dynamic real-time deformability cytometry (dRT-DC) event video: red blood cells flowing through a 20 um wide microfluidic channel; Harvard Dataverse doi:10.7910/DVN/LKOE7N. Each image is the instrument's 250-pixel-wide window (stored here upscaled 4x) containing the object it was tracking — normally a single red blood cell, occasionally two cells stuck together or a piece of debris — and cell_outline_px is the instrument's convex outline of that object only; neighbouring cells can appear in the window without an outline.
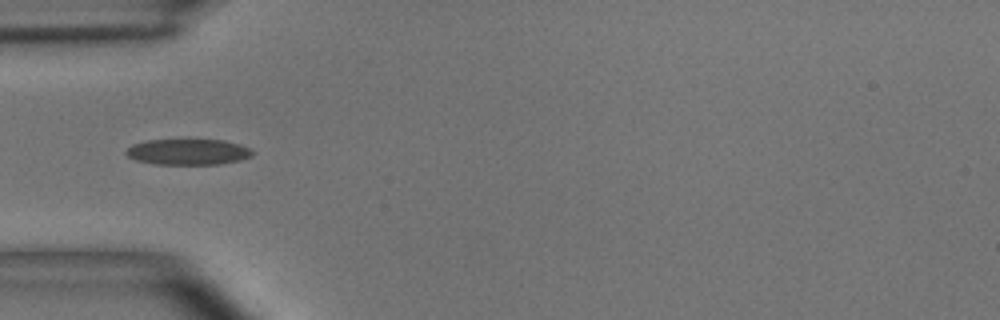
{"species": "common noctule bat (a hibernating species)", "species_latin": "Nyctalus noctula", "temperature_condition": "room temperature", "stored_images_in_passage": 54, "camera_frame_rate_fps": 3000, "um_per_image_px": 0.085, "animal": {"sex": "male", "body_mass_g": 15.6}, "frame": {"image": 1, "passage_image": 16, "time_ms": 5.0, "image_size_px": [1000, 320], "cell_outline_px": [[256, 152], [252, 156], [240, 160], [220, 164], [152, 164], [136, 160], [128, 156], [124, 152], [132, 144], [148, 140], [224, 140], [240, 144], [252, 148]], "centroid_in_image_um": [16.03, 12.91], "position_along_channel_um": 69.0, "area_um2": 19.19}}
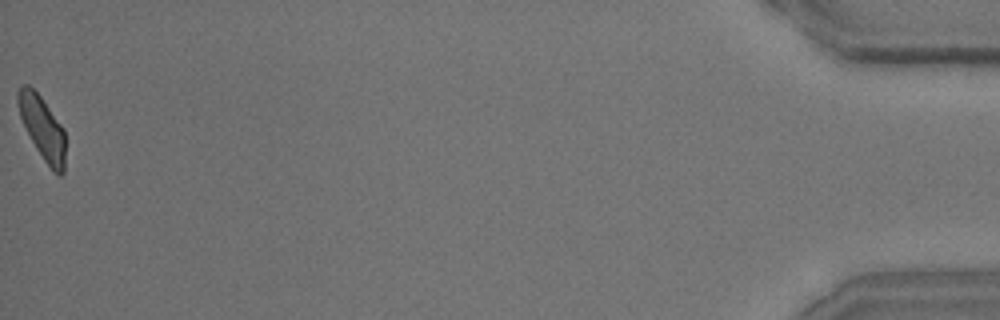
{"frame": {"image": 2, "passage_image": 54, "time_ms": 17.667, "image_size_px": [1000, 320], "cell_outline_px": [[64, 172], [60, 176], [44, 160], [36, 148], [20, 116], [16, 100], [16, 96], [20, 88], [24, 84], [28, 84], [40, 96], [64, 128]], "centroid_in_image_um": [3.59, 10.84], "position_along_channel_um": 431.6, "area_um2": 16.94}, "authors_computed_cell_mechanics": {"area_um2": 18.5538, "velocity_mm_per_s": 3.6264, "shape_relaxation_time_tau1_ms": 4.7446, "shape_relaxation_time_tau2_ms": 1.7396, "deformation_change_tau1": 0.1717, "deformation_change_tau2": 0.0886}}